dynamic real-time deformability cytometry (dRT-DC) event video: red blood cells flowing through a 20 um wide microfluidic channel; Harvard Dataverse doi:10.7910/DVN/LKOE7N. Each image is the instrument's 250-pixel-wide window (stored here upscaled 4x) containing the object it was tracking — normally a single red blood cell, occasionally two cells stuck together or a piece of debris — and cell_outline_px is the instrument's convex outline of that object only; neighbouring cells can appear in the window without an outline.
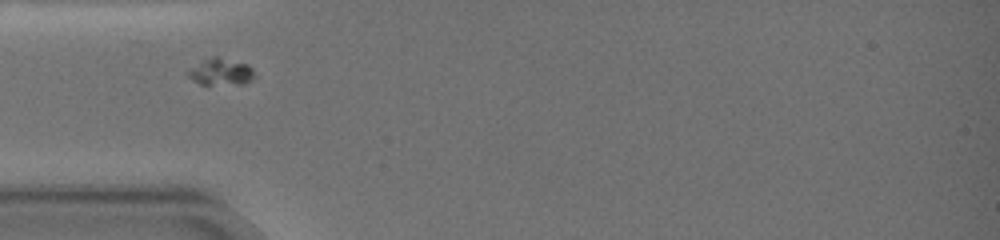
{"species": "common noctule bat (a hibernating species)", "species_latin": "Nyctalus noctula", "temperature_condition": "warm", "stored_images_in_passage": 15, "camera_frame_rate_fps": 3000, "um_per_image_px": 0.085, "animal": {"sex": "female", "body_mass_g": 19.0, "forearm_length_mm": 51.5}, "frame": {"image": 1, "passage_image": 5, "time_ms": 1.667, "image_size_px": [1000, 240], "cell_outline_px": [[252, 80], [244, 84], [200, 84], [192, 80], [188, 76], [188, 72], [200, 60], [216, 56], [248, 64], [252, 68]], "centroid_in_image_um": [18.76, 6.1], "position_along_channel_um": 66.2, "area_um2": 10.23}}